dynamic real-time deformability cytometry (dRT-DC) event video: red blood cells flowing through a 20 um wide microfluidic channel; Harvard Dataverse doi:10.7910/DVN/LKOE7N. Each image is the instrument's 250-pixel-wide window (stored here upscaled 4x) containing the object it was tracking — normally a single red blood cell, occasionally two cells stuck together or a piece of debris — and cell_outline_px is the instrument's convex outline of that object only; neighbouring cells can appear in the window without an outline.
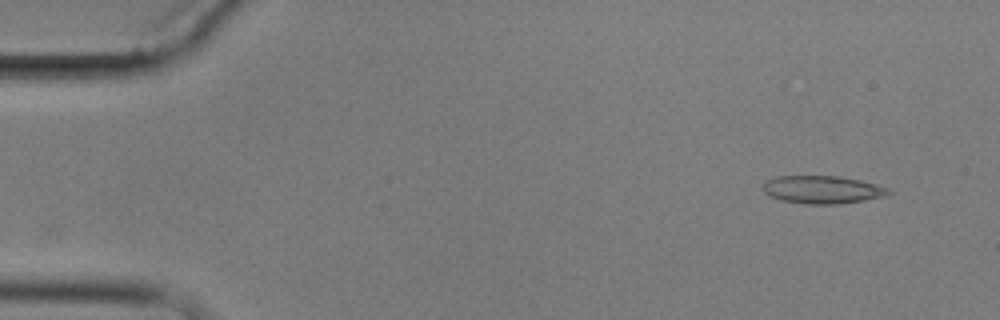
{"species": "common noctule bat (a hibernating species)", "species_latin": "Nyctalus noctula", "temperature_condition": "cold", "stored_images_in_passage": 5, "camera_frame_rate_fps": 3000, "um_per_image_px": 0.085, "animal": {"sex": "male", "body_mass_g": 17.9}, "frame": {"image": 1, "passage_image": 1, "time_ms": 0.0, "image_size_px": [1000, 320], "cell_outline_px": [[892, 192], [880, 196], [864, 200], [840, 204], [808, 204], [780, 200], [764, 192], [764, 184], [768, 180], [776, 176], [836, 176], [860, 180], [876, 184], [888, 188]], "centroid_in_image_um": [69.9, 16.12], "position_along_channel_um": 15.1, "area_um2": 20.06}}
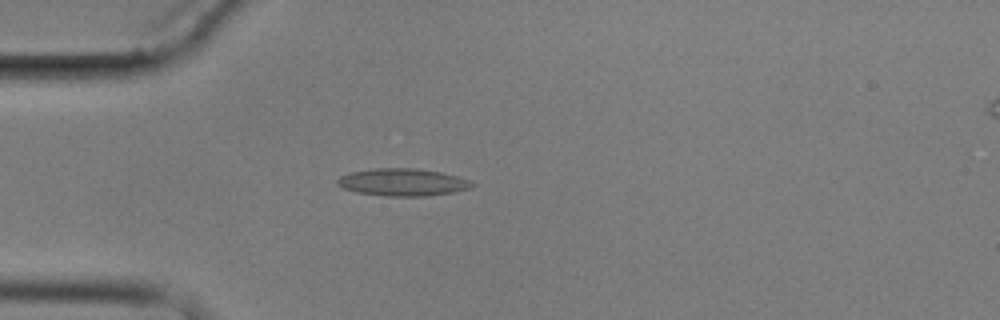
{"frame": {"image": 2, "passage_image": 4, "time_ms": 3.667, "image_size_px": [1000, 320], "cell_outline_px": [[476, 184], [472, 188], [452, 192], [428, 196], [388, 196], [356, 192], [344, 188], [336, 184], [336, 180], [340, 176], [352, 172], [376, 168], [416, 168], [440, 172], [456, 176], [468, 180]], "centroid_in_image_um": [34.23, 15.49], "position_along_channel_um": 50.8, "area_um2": 21.39}}